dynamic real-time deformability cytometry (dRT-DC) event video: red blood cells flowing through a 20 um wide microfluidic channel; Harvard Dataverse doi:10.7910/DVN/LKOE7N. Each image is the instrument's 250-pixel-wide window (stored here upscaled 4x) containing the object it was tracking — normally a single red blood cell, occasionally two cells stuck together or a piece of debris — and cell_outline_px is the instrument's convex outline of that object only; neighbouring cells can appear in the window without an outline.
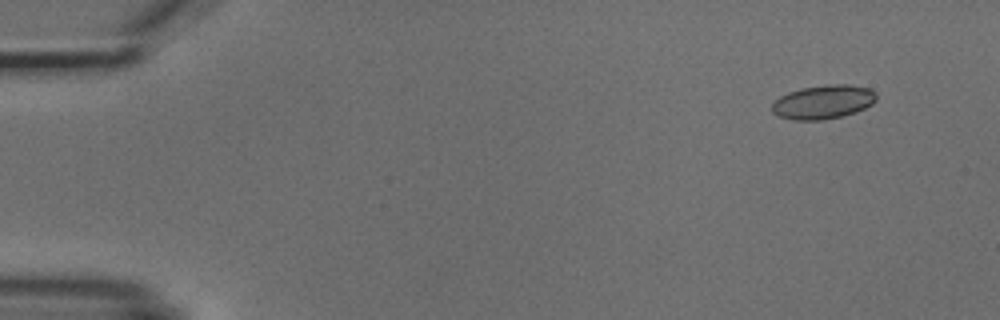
{"species": "common noctule bat (a hibernating species)", "species_latin": "Nyctalus noctula", "temperature_condition": "cold", "stored_images_in_passage": 5, "camera_frame_rate_fps": 3000, "um_per_image_px": 0.085, "animal": {"sex": "male", "body_mass_g": 18.8}, "frame": {"image": 1, "passage_image": 2, "time_ms": 1.0, "image_size_px": [1000, 320], "cell_outline_px": [[876, 100], [872, 104], [856, 112], [840, 116], [820, 120], [796, 120], [780, 116], [772, 112], [772, 104], [780, 96], [788, 92], [800, 88], [832, 84], [848, 84], [868, 88], [876, 92]], "centroid_in_image_um": [69.98, 8.66], "position_along_channel_um": 15.0, "area_um2": 20.46}}
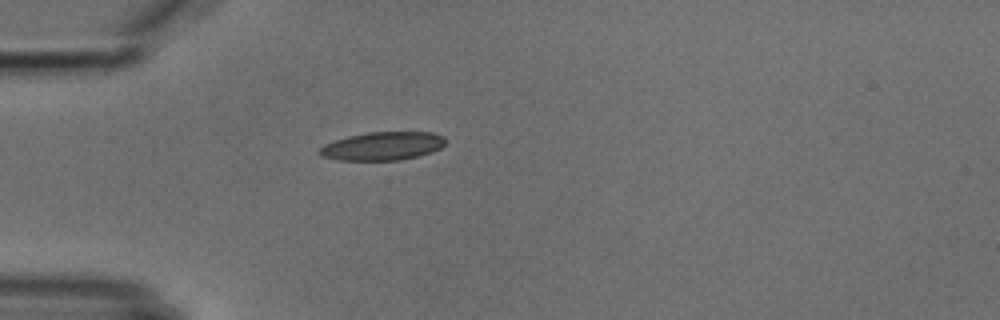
{"frame": {"image": 2, "passage_image": 5, "time_ms": 4.667, "image_size_px": [1000, 320], "cell_outline_px": [[448, 140], [440, 148], [432, 152], [400, 160], [336, 160], [320, 156], [316, 152], [324, 144], [348, 136], [368, 132], [432, 132], [444, 136]], "centroid_in_image_um": [32.51, 12.41], "position_along_channel_um": 52.5, "area_um2": 20.92}}